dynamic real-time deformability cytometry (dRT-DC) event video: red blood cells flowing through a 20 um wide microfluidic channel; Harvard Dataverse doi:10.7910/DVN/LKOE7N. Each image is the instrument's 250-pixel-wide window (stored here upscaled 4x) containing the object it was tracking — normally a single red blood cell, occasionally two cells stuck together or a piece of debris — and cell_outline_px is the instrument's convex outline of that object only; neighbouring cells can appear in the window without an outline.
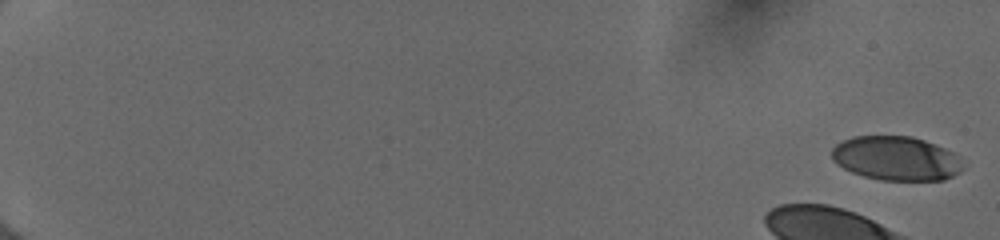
{"species": "human", "species_latin": "Homo sapiens", "temperature_condition": "cold", "stored_images_in_passage": 16, "camera_frame_rate_fps": 3000, "um_per_image_px": 0.085, "donor": {"sex": "female"}, "frame": {"image": 1, "passage_image": 1, "time_ms": 0.0, "image_size_px": [1000, 240], "cell_outline_px": [[964, 168], [960, 172], [944, 180], [880, 180], [864, 176], [852, 172], [836, 164], [832, 160], [832, 148], [836, 144], [852, 136], [912, 136], [924, 140], [944, 148], [960, 156]], "centroid_in_image_um": [76.18, 13.46], "position_along_channel_um": 8.8, "area_um2": 33.87}}